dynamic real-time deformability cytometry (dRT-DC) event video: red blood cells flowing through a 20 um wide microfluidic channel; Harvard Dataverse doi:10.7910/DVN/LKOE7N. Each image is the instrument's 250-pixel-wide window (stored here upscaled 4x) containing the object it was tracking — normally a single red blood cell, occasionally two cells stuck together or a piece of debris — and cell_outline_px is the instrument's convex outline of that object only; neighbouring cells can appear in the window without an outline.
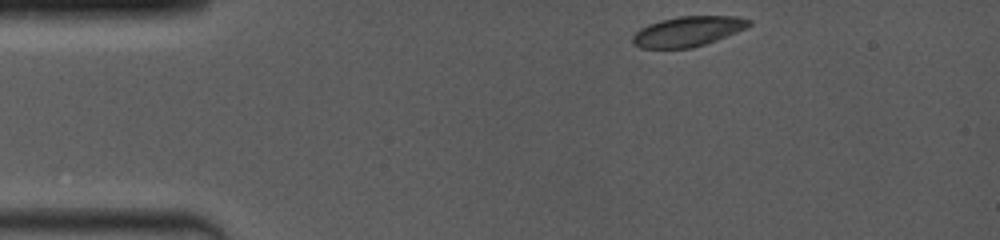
{"species": "common noctule bat (a hibernating species)", "species_latin": "Nyctalus noctula", "temperature_condition": "room temperature", "stored_images_in_passage": 31, "camera_frame_rate_fps": 4000, "um_per_image_px": 0.085, "animal": {"sex": "female", "body_mass_g": 19.0, "forearm_length_mm": 53.3}, "frame": {"image": 1, "passage_image": 1, "time_ms": 0.0, "image_size_px": [1000, 240], "cell_outline_px": [[752, 24], [736, 32], [716, 40], [692, 48], [640, 48], [632, 44], [632, 36], [640, 28], [648, 24], [660, 20], [680, 16], [736, 16], [752, 20]], "centroid_in_image_um": [58.44, 2.66], "position_along_channel_um": 26.6, "area_um2": 20.35}}
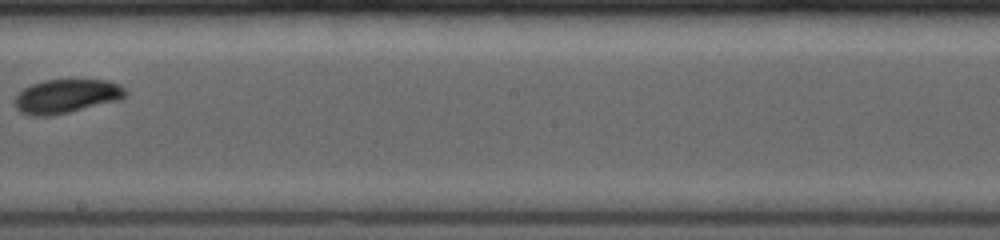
{"frame": {"image": 2, "passage_image": 18, "time_ms": 7.0, "image_size_px": [1000, 240], "cell_outline_px": [[128, 92], [124, 96], [116, 100], [52, 116], [32, 116], [20, 112], [16, 108], [16, 96], [24, 88], [32, 84], [44, 80], [108, 80], [120, 84]], "centroid_in_image_um": [5.63, 8.17], "position_along_channel_um": 242.6, "area_um2": 21.56}}
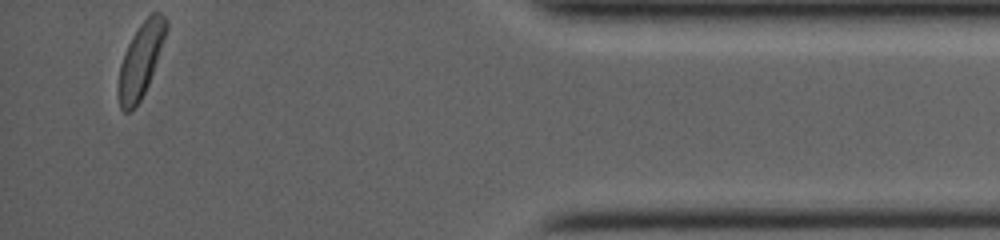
{"frame": {"image": 3, "passage_image": 31, "time_ms": 12.5, "image_size_px": [1000, 240], "cell_outline_px": [[168, 28], [148, 84], [140, 100], [128, 112], [124, 112], [120, 108], [116, 92], [116, 88], [120, 64], [124, 52], [136, 28], [152, 12], [160, 12], [168, 20]], "centroid_in_image_um": [11.92, 5.1], "position_along_channel_um": 423.3, "area_um2": 20.63}, "authors_computed_cell_mechanics": {"area_um2": 21.2704, "velocity_mm_per_s": 4.0328, "shape_relaxation_time_tau1_ms": 1.8109, "shape_relaxation_time_tau2_ms": null, "deformation_change_tau1": 0.0902, "deformation_change_tau2": null}}